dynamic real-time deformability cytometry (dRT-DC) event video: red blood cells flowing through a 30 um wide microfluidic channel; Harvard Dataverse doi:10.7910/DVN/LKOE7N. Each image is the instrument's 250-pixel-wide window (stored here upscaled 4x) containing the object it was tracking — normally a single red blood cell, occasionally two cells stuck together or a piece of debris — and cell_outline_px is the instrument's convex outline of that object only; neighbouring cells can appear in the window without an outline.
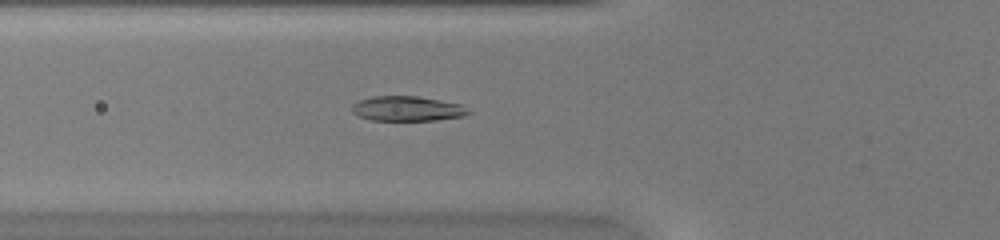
{"species": "common noctule bat (a hibernating species)", "species_latin": "Nyctalus noctula", "temperature_condition": "warm", "stored_images_in_passage": 44, "camera_frame_rate_fps": 3000, "um_per_image_px": 0.085, "animal": {"sex": "female", "body_mass_g": 20.0, "forearm_length_mm": 54.0}, "frame": {"image": 1, "passage_image": 12, "time_ms": 3.667, "image_size_px": [1000, 240], "cell_outline_px": [[472, 112], [464, 116], [436, 120], [372, 120], [360, 116], [352, 112], [352, 104], [360, 100], [372, 96], [416, 96], [464, 104]], "centroid_in_image_um": [34.67, 9.23], "position_along_channel_um": 91.1, "area_um2": 16.94}}
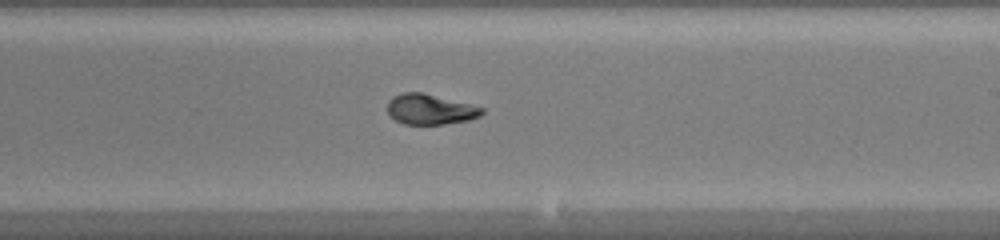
{"frame": {"image": 2, "passage_image": 24, "time_ms": 7.667, "image_size_px": [1000, 240], "cell_outline_px": [[484, 112], [480, 116], [468, 120], [444, 124], [404, 124], [396, 120], [388, 112], [388, 100], [392, 96], [404, 92], [420, 92], [484, 108]], "centroid_in_image_um": [36.54, 9.29], "position_along_channel_um": 252.5, "area_um2": 16.42}}
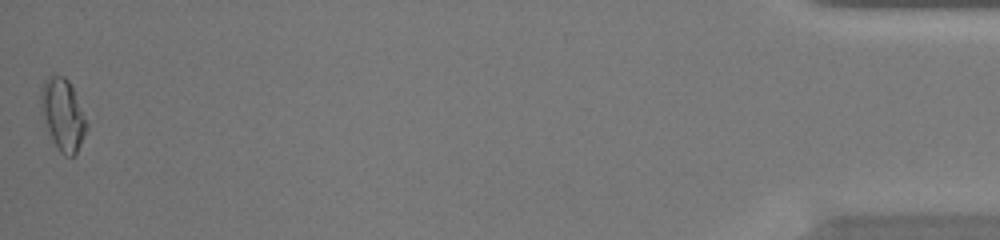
{"frame": {"image": 3, "passage_image": 44, "time_ms": 14.333, "image_size_px": [1000, 240], "cell_outline_px": [[88, 128], [76, 152], [72, 156], [64, 156], [60, 152], [52, 140], [44, 120], [40, 104], [40, 88], [44, 80], [48, 76], [64, 76], [68, 80], [88, 120]], "centroid_in_image_um": [5.34, 9.73], "position_along_channel_um": 429.9, "area_um2": 19.07}, "authors_computed_cell_mechanics": {"area_um2": 17.1088, "velocity_mm_per_s": 4.0296, "shape_relaxation_time_tau1_ms": 5.7147, "shape_relaxation_time_tau2_ms": 1.3951, "deformation_change_tau1": 0.2373, "deformation_change_tau2": 0.045}}